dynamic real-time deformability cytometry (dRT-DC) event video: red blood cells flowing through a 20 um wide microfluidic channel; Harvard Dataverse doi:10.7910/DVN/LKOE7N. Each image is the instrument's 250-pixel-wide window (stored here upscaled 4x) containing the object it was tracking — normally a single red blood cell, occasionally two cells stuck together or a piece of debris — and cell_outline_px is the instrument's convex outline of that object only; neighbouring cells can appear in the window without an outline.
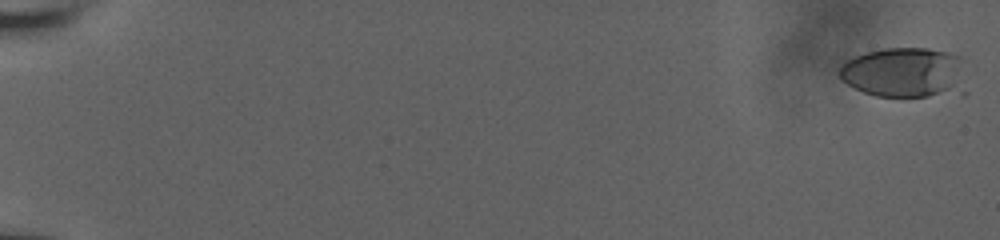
{"species": "human", "species_latin": "Homo sapiens", "temperature_condition": "room temperature", "stored_images_in_passage": 58, "camera_frame_rate_fps": 3000, "um_per_image_px": 0.085, "donor": {"sex": "male"}, "frame": {"image": 1, "passage_image": 1, "time_ms": 0.0, "image_size_px": [1000, 240], "cell_outline_px": [[968, 92], [964, 96], [876, 96], [864, 92], [840, 80], [840, 64], [856, 56], [868, 52], [884, 48], [928, 48], [948, 52], [960, 56]], "centroid_in_image_um": [77.01, 6.2], "position_along_channel_um": 8.0, "area_um2": 37.97}}
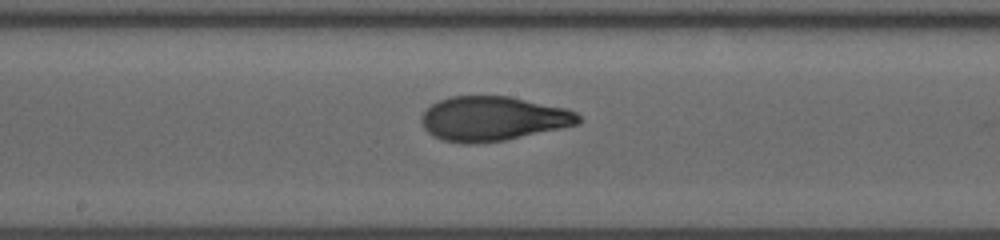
{"frame": {"image": 2, "passage_image": 34, "time_ms": 11.0, "image_size_px": [1000, 240], "cell_outline_px": [[580, 120], [576, 124], [560, 128], [504, 140], [444, 140], [432, 136], [424, 128], [420, 120], [420, 116], [432, 104], [440, 100], [452, 96], [508, 96], [568, 108], [576, 112], [580, 116]], "centroid_in_image_um": [41.92, 10.03], "position_along_channel_um": 206.3, "area_um2": 39.54}}
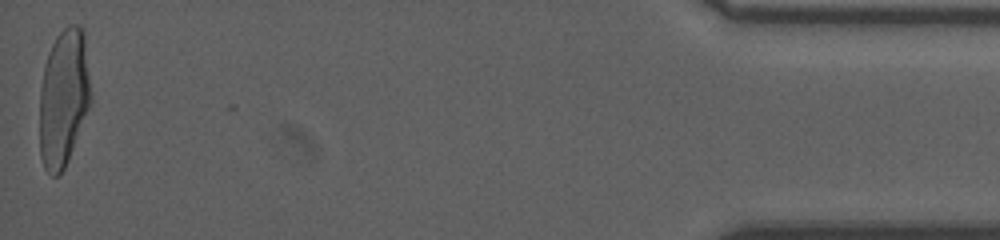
{"frame": {"image": 3, "passage_image": 58, "time_ms": 19.0, "image_size_px": [1000, 240], "cell_outline_px": [[92, 100], [68, 160], [64, 168], [56, 176], [52, 176], [44, 168], [40, 156], [40, 88], [44, 68], [48, 52], [56, 36], [68, 24], [80, 24], [84, 32], [92, 92]], "centroid_in_image_um": [5.42, 8.28], "position_along_channel_um": 429.8, "area_um2": 41.33}, "authors_computed_cell_mechanics": {"area_um2": 39.7664, "velocity_mm_per_s": 3.8314, "shape_relaxation_time_tau1_ms": 7.0465, "shape_relaxation_time_tau2_ms": 0.9561, "deformation_change_tau1": 0.2801, "deformation_change_tau2": 0.0708}}